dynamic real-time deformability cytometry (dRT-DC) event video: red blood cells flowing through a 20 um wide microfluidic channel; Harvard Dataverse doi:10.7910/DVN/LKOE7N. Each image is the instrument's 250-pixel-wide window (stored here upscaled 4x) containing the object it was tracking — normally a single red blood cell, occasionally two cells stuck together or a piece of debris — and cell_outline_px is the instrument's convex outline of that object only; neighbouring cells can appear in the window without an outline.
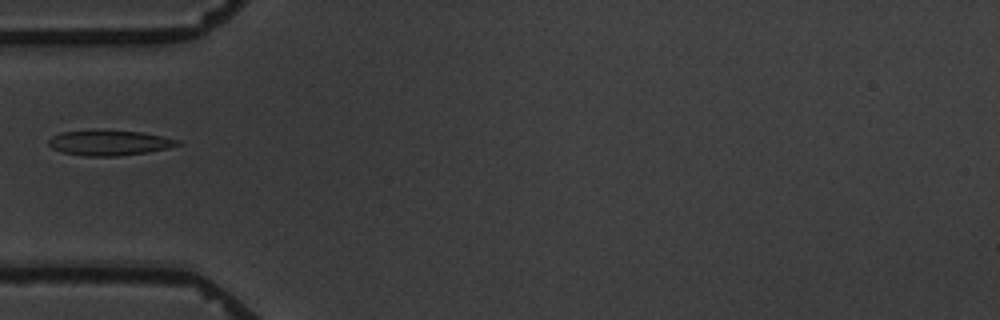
{"species": "common noctule bat (a hibernating species)", "species_latin": "Nyctalus noctula", "temperature_condition": "warm", "stored_images_in_passage": 5, "camera_frame_rate_fps": 3000, "um_per_image_px": 0.085, "animal": {"sex": "male", "body_mass_g": 19.5, "forearm_length_mm": 54.6}, "frame": {"image": 1, "passage_image": 3, "time_ms": 2.667, "image_size_px": [1000, 320], "cell_outline_px": [[184, 144], [168, 148], [148, 152], [116, 156], [88, 156], [64, 152], [52, 148], [48, 144], [48, 140], [52, 136], [60, 132], [96, 128], [140, 132], [180, 140]], "centroid_in_image_um": [9.28, 12.1], "position_along_channel_um": 75.7, "area_um2": 19.36}}
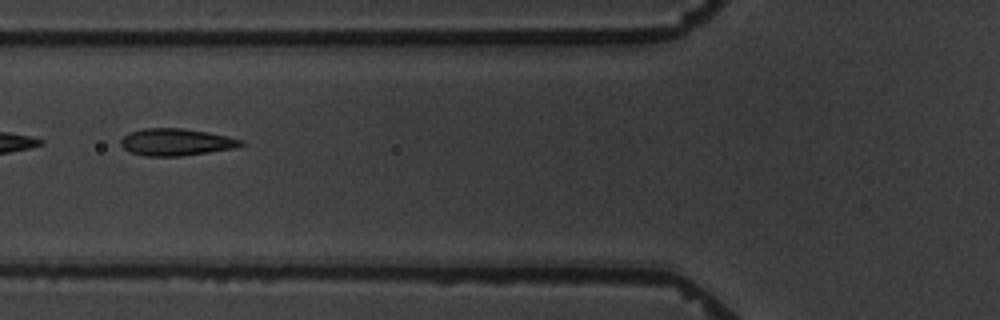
{"frame": {"image": 2, "passage_image": 4, "time_ms": 3.667, "image_size_px": [1000, 320], "cell_outline_px": [[244, 144], [236, 148], [180, 156], [144, 156], [128, 152], [120, 144], [120, 140], [124, 136], [132, 132], [144, 128], [184, 128], [208, 132], [228, 136], [244, 140]], "centroid_in_image_um": [14.98, 12.08], "position_along_channel_um": 110.8, "area_um2": 19.02}}
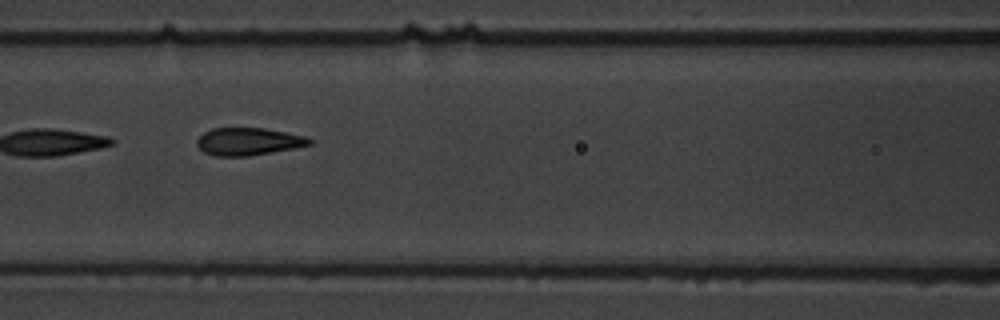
{"frame": {"image": 3, "passage_image": 5, "time_ms": 4.667, "image_size_px": [1000, 320], "cell_outline_px": [[316, 140], [312, 144], [292, 148], [248, 156], [216, 156], [204, 152], [196, 144], [196, 140], [204, 132], [212, 128], [264, 128], [304, 136]], "centroid_in_image_um": [21.1, 12.02], "position_along_channel_um": 145.5, "area_um2": 17.92}}